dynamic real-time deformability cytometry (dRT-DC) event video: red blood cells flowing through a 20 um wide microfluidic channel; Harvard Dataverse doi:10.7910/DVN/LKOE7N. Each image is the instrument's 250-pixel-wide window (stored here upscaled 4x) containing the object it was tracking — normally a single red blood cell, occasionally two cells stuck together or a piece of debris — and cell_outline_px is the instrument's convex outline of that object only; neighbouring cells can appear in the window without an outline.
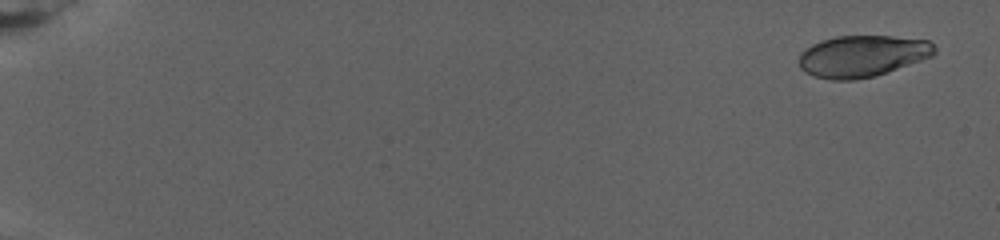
{"species": "human", "species_latin": "Homo sapiens", "temperature_condition": "warm", "stored_images_in_passage": 82, "camera_frame_rate_fps": 3000, "um_per_image_px": 0.085, "donor": {"sex": "female"}, "frame": {"image": 1, "passage_image": 4, "time_ms": 1.0, "image_size_px": [1000, 240], "cell_outline_px": [[936, 52], [932, 56], [876, 76], [852, 80], [832, 80], [812, 76], [804, 72], [800, 68], [800, 52], [804, 48], [820, 40], [836, 36], [892, 36], [928, 40], [936, 48]], "centroid_in_image_um": [73.26, 4.77], "position_along_channel_um": 11.7, "area_um2": 33.0}}
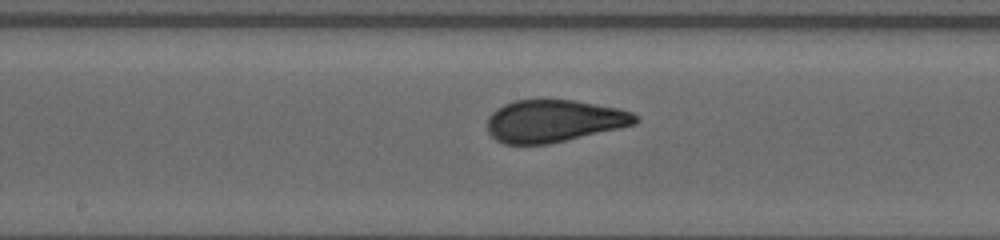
{"frame": {"image": 2, "passage_image": 47, "time_ms": 15.333, "image_size_px": [1000, 240], "cell_outline_px": [[640, 120], [636, 124], [620, 128], [548, 144], [504, 144], [496, 140], [488, 132], [488, 116], [496, 108], [504, 104], [516, 100], [576, 100], [620, 108], [632, 112], [640, 116]], "centroid_in_image_um": [47.12, 10.27], "position_along_channel_um": 201.1, "area_um2": 36.7}}
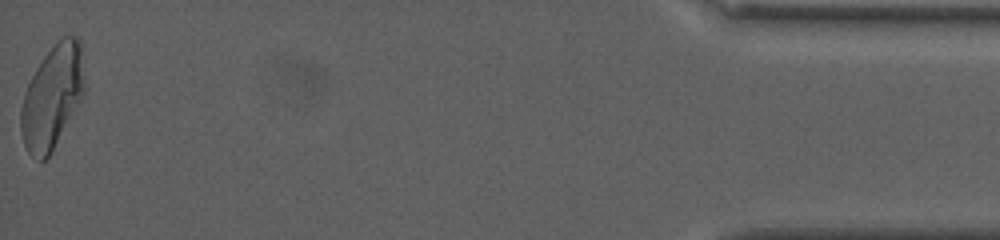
{"frame": {"image": 3, "passage_image": 82, "time_ms": 27.0, "image_size_px": [1000, 240], "cell_outline_px": [[84, 96], [52, 152], [44, 160], [40, 160], [28, 152], [24, 144], [20, 128], [20, 112], [24, 92], [36, 68], [44, 56], [64, 36], [76, 36], [80, 40], [84, 80]], "centroid_in_image_um": [4.44, 8.26], "position_along_channel_um": 430.8, "area_um2": 37.97}, "authors_computed_cell_mechanics": {"area_um2": 35.8938, "velocity_mm_per_s": 2.6625, "shape_relaxation_time_tau1_ms": 9.5369, "shape_relaxation_time_tau2_ms": null, "deformation_change_tau1": 0.2194, "deformation_change_tau2": null}}